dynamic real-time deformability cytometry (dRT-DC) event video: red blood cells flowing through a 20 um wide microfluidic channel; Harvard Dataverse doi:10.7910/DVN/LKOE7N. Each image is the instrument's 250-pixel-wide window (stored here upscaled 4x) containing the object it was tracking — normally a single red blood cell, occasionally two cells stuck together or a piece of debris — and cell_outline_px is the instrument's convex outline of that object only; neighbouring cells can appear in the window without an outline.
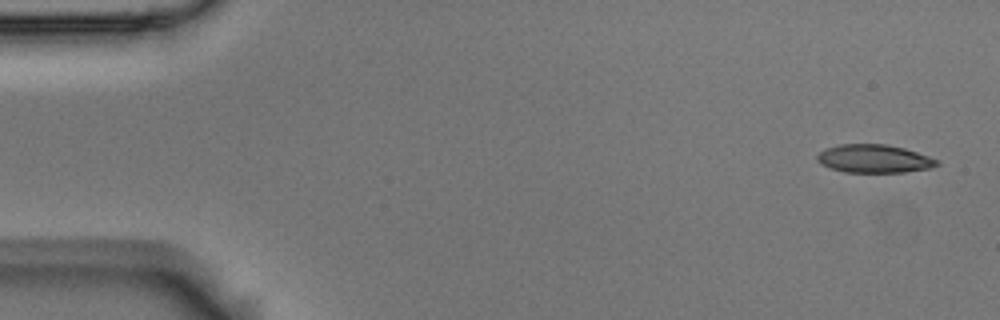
{"species": "Egyptian fruit bat (a non-hibernating species)", "species_latin": "Rousettus aegyptiacus", "temperature_condition": "room temperature", "stored_images_in_passage": 4, "camera_frame_rate_fps": 3000, "um_per_image_px": 0.085, "animal": {"sex": "male"}, "frame": {"image": 1, "passage_image": 1, "time_ms": 0.0, "image_size_px": [1000, 320], "cell_outline_px": [[940, 164], [932, 168], [904, 172], [844, 172], [828, 168], [820, 164], [816, 160], [816, 156], [824, 148], [840, 144], [884, 144], [904, 148], [940, 160]], "centroid_in_image_um": [74.28, 13.49], "position_along_channel_um": 10.7, "area_um2": 19.88}}
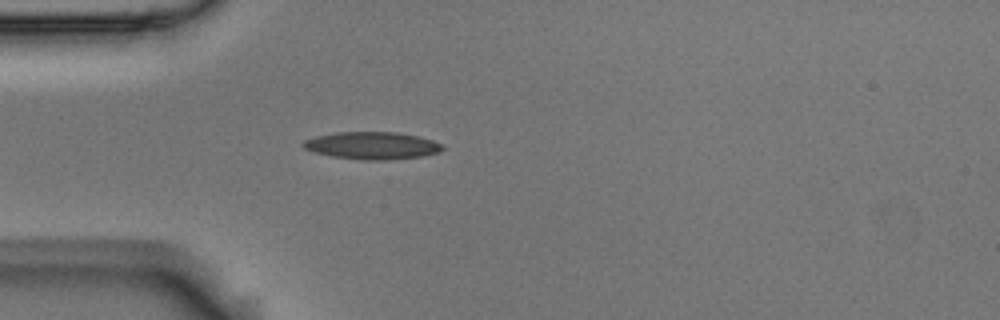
{"frame": {"image": 2, "passage_image": 4, "time_ms": 1.0, "image_size_px": [1000, 320], "cell_outline_px": [[444, 148], [440, 152], [420, 156], [384, 160], [364, 160], [332, 156], [316, 152], [304, 148], [300, 144], [304, 140], [316, 136], [336, 132], [400, 132], [432, 140], [444, 144]], "centroid_in_image_um": [31.63, 12.36], "position_along_channel_um": 53.4, "area_um2": 22.14}}